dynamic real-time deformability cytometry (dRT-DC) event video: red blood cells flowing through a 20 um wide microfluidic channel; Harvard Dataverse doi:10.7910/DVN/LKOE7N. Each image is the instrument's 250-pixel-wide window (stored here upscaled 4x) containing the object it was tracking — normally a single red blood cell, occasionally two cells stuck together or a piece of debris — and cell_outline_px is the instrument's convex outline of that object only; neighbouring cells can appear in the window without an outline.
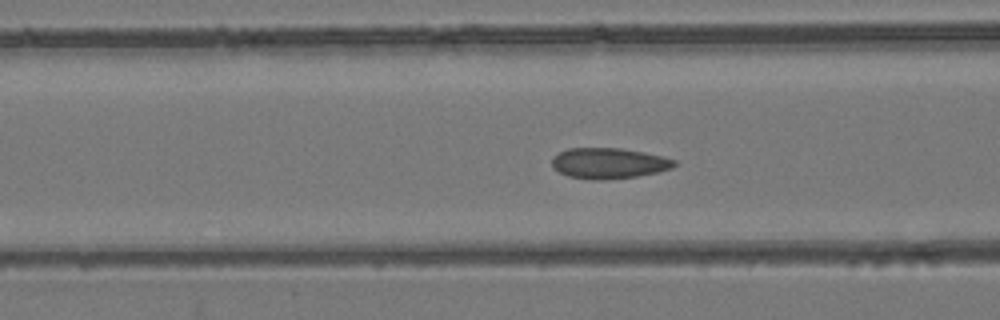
{"species": "common noctule bat (a hibernating species)", "species_latin": "Nyctalus noctula", "temperature_condition": "room temperature", "stored_images_in_passage": 54, "camera_frame_rate_fps": 3000, "um_per_image_px": 0.085, "animal": {"sex": "female", "body_mass_g": 24.6, "forearm_length_mm": 56.2}, "frame": {"image": 1, "passage_image": 22, "time_ms": 7.0, "image_size_px": [1000, 320], "cell_outline_px": [[676, 164], [672, 168], [656, 172], [636, 176], [608, 180], [592, 180], [568, 176], [552, 168], [552, 160], [560, 152], [568, 148], [620, 148], [644, 152], [676, 160]], "centroid_in_image_um": [51.73, 13.88], "position_along_channel_um": 114.9, "area_um2": 21.79}}
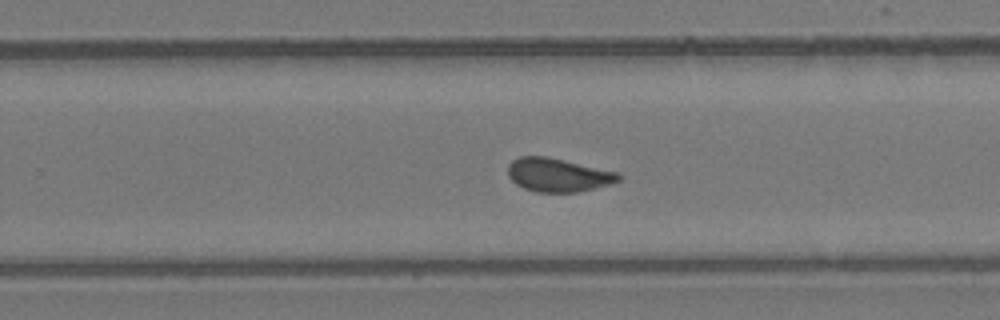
{"frame": {"image": 2, "passage_image": 35, "time_ms": 11.333, "image_size_px": [1000, 320], "cell_outline_px": [[620, 180], [608, 184], [576, 192], [536, 192], [524, 188], [516, 184], [508, 176], [508, 164], [512, 160], [520, 156], [548, 156], [620, 172]], "centroid_in_image_um": [47.41, 14.85], "position_along_channel_um": 282.4, "area_um2": 21.68}}
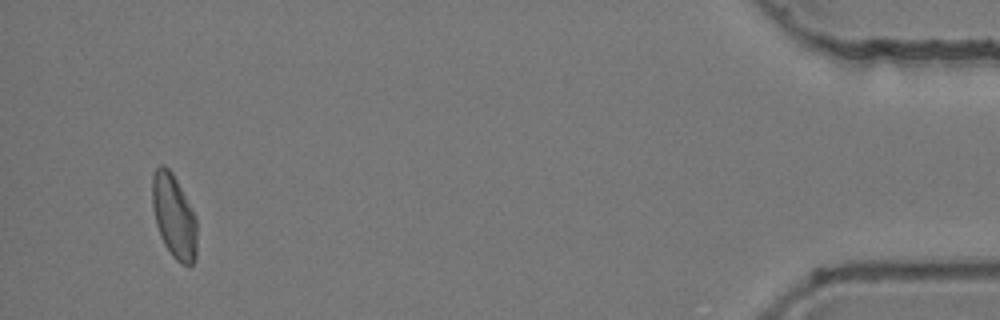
{"frame": {"image": 3, "passage_image": 52, "time_ms": 17.0, "image_size_px": [1000, 320], "cell_outline_px": [[196, 260], [192, 264], [180, 264], [172, 256], [164, 244], [160, 236], [156, 224], [152, 204], [152, 176], [156, 168], [160, 164], [164, 164], [172, 172], [196, 216]], "centroid_in_image_um": [14.78, 18.38], "position_along_channel_um": 420.4, "area_um2": 21.85}, "authors_computed_cell_mechanics": {"area_um2": 21.9062, "velocity_mm_per_s": 3.8666, "shape_relaxation_time_tau1_ms": null, "shape_relaxation_time_tau2_ms": 1.0177, "deformation_change_tau1": null, "deformation_change_tau2": 0.0719}}